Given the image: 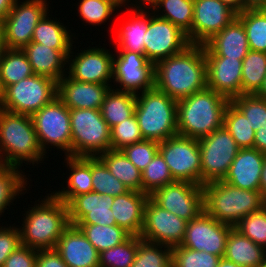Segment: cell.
<instances>
[{
	"mask_svg": "<svg viewBox=\"0 0 266 267\" xmlns=\"http://www.w3.org/2000/svg\"><path fill=\"white\" fill-rule=\"evenodd\" d=\"M49 12L39 21L35 27L31 42L46 45L57 50H71L75 36L63 23L48 17ZM72 34V35H70Z\"/></svg>",
	"mask_w": 266,
	"mask_h": 267,
	"instance_id": "cell-31",
	"label": "cell"
},
{
	"mask_svg": "<svg viewBox=\"0 0 266 267\" xmlns=\"http://www.w3.org/2000/svg\"><path fill=\"white\" fill-rule=\"evenodd\" d=\"M57 97V81L36 75L7 86L0 102V109L32 116Z\"/></svg>",
	"mask_w": 266,
	"mask_h": 267,
	"instance_id": "cell-8",
	"label": "cell"
},
{
	"mask_svg": "<svg viewBox=\"0 0 266 267\" xmlns=\"http://www.w3.org/2000/svg\"><path fill=\"white\" fill-rule=\"evenodd\" d=\"M265 155L255 148L240 149L223 181L240 189L259 191Z\"/></svg>",
	"mask_w": 266,
	"mask_h": 267,
	"instance_id": "cell-25",
	"label": "cell"
},
{
	"mask_svg": "<svg viewBox=\"0 0 266 267\" xmlns=\"http://www.w3.org/2000/svg\"><path fill=\"white\" fill-rule=\"evenodd\" d=\"M142 192L151 195L156 189L175 182L167 163L158 151L152 161L141 172Z\"/></svg>",
	"mask_w": 266,
	"mask_h": 267,
	"instance_id": "cell-43",
	"label": "cell"
},
{
	"mask_svg": "<svg viewBox=\"0 0 266 267\" xmlns=\"http://www.w3.org/2000/svg\"><path fill=\"white\" fill-rule=\"evenodd\" d=\"M16 0H0V21L8 15Z\"/></svg>",
	"mask_w": 266,
	"mask_h": 267,
	"instance_id": "cell-58",
	"label": "cell"
},
{
	"mask_svg": "<svg viewBox=\"0 0 266 267\" xmlns=\"http://www.w3.org/2000/svg\"><path fill=\"white\" fill-rule=\"evenodd\" d=\"M202 188L204 211L232 227L264 206L259 191L240 189L223 180L207 183Z\"/></svg>",
	"mask_w": 266,
	"mask_h": 267,
	"instance_id": "cell-5",
	"label": "cell"
},
{
	"mask_svg": "<svg viewBox=\"0 0 266 267\" xmlns=\"http://www.w3.org/2000/svg\"><path fill=\"white\" fill-rule=\"evenodd\" d=\"M148 9V26L144 40V55L154 65L184 51L190 44L187 34L170 21Z\"/></svg>",
	"mask_w": 266,
	"mask_h": 267,
	"instance_id": "cell-13",
	"label": "cell"
},
{
	"mask_svg": "<svg viewBox=\"0 0 266 267\" xmlns=\"http://www.w3.org/2000/svg\"><path fill=\"white\" fill-rule=\"evenodd\" d=\"M68 267H99V252L76 225H69L55 247Z\"/></svg>",
	"mask_w": 266,
	"mask_h": 267,
	"instance_id": "cell-23",
	"label": "cell"
},
{
	"mask_svg": "<svg viewBox=\"0 0 266 267\" xmlns=\"http://www.w3.org/2000/svg\"><path fill=\"white\" fill-rule=\"evenodd\" d=\"M97 157L106 165L111 174L129 190L142 192L141 171L121 150H108Z\"/></svg>",
	"mask_w": 266,
	"mask_h": 267,
	"instance_id": "cell-32",
	"label": "cell"
},
{
	"mask_svg": "<svg viewBox=\"0 0 266 267\" xmlns=\"http://www.w3.org/2000/svg\"><path fill=\"white\" fill-rule=\"evenodd\" d=\"M43 158L31 116L0 109V165L20 168L26 161L36 166Z\"/></svg>",
	"mask_w": 266,
	"mask_h": 267,
	"instance_id": "cell-4",
	"label": "cell"
},
{
	"mask_svg": "<svg viewBox=\"0 0 266 267\" xmlns=\"http://www.w3.org/2000/svg\"><path fill=\"white\" fill-rule=\"evenodd\" d=\"M259 192L261 194L263 201H266V155L264 157V161L262 165Z\"/></svg>",
	"mask_w": 266,
	"mask_h": 267,
	"instance_id": "cell-57",
	"label": "cell"
},
{
	"mask_svg": "<svg viewBox=\"0 0 266 267\" xmlns=\"http://www.w3.org/2000/svg\"><path fill=\"white\" fill-rule=\"evenodd\" d=\"M230 100L206 88L177 101V134L200 139L223 127Z\"/></svg>",
	"mask_w": 266,
	"mask_h": 267,
	"instance_id": "cell-3",
	"label": "cell"
},
{
	"mask_svg": "<svg viewBox=\"0 0 266 267\" xmlns=\"http://www.w3.org/2000/svg\"><path fill=\"white\" fill-rule=\"evenodd\" d=\"M150 198L162 209L186 221L204 211L202 186L187 181H175L160 187Z\"/></svg>",
	"mask_w": 266,
	"mask_h": 267,
	"instance_id": "cell-15",
	"label": "cell"
},
{
	"mask_svg": "<svg viewBox=\"0 0 266 267\" xmlns=\"http://www.w3.org/2000/svg\"><path fill=\"white\" fill-rule=\"evenodd\" d=\"M203 47L205 57H229L239 60H243L250 50L245 28L237 17Z\"/></svg>",
	"mask_w": 266,
	"mask_h": 267,
	"instance_id": "cell-24",
	"label": "cell"
},
{
	"mask_svg": "<svg viewBox=\"0 0 266 267\" xmlns=\"http://www.w3.org/2000/svg\"><path fill=\"white\" fill-rule=\"evenodd\" d=\"M31 118L39 146L45 155L49 146H56L57 150L64 151L65 156H71L70 111L58 97L34 113Z\"/></svg>",
	"mask_w": 266,
	"mask_h": 267,
	"instance_id": "cell-9",
	"label": "cell"
},
{
	"mask_svg": "<svg viewBox=\"0 0 266 267\" xmlns=\"http://www.w3.org/2000/svg\"><path fill=\"white\" fill-rule=\"evenodd\" d=\"M36 267H68L56 249L37 250Z\"/></svg>",
	"mask_w": 266,
	"mask_h": 267,
	"instance_id": "cell-53",
	"label": "cell"
},
{
	"mask_svg": "<svg viewBox=\"0 0 266 267\" xmlns=\"http://www.w3.org/2000/svg\"><path fill=\"white\" fill-rule=\"evenodd\" d=\"M256 95L266 100V75L264 77L262 87L259 89Z\"/></svg>",
	"mask_w": 266,
	"mask_h": 267,
	"instance_id": "cell-61",
	"label": "cell"
},
{
	"mask_svg": "<svg viewBox=\"0 0 266 267\" xmlns=\"http://www.w3.org/2000/svg\"><path fill=\"white\" fill-rule=\"evenodd\" d=\"M21 245L19 227L0 226V267H3L10 254Z\"/></svg>",
	"mask_w": 266,
	"mask_h": 267,
	"instance_id": "cell-51",
	"label": "cell"
},
{
	"mask_svg": "<svg viewBox=\"0 0 266 267\" xmlns=\"http://www.w3.org/2000/svg\"><path fill=\"white\" fill-rule=\"evenodd\" d=\"M231 102L245 115L256 132L266 123V100L256 94H241Z\"/></svg>",
	"mask_w": 266,
	"mask_h": 267,
	"instance_id": "cell-45",
	"label": "cell"
},
{
	"mask_svg": "<svg viewBox=\"0 0 266 267\" xmlns=\"http://www.w3.org/2000/svg\"><path fill=\"white\" fill-rule=\"evenodd\" d=\"M3 96H4V89H3L1 81H0V102L2 101Z\"/></svg>",
	"mask_w": 266,
	"mask_h": 267,
	"instance_id": "cell-64",
	"label": "cell"
},
{
	"mask_svg": "<svg viewBox=\"0 0 266 267\" xmlns=\"http://www.w3.org/2000/svg\"><path fill=\"white\" fill-rule=\"evenodd\" d=\"M232 228L202 211L196 218L187 222L181 246L223 258Z\"/></svg>",
	"mask_w": 266,
	"mask_h": 267,
	"instance_id": "cell-16",
	"label": "cell"
},
{
	"mask_svg": "<svg viewBox=\"0 0 266 267\" xmlns=\"http://www.w3.org/2000/svg\"><path fill=\"white\" fill-rule=\"evenodd\" d=\"M131 267H172V248L138 236V249Z\"/></svg>",
	"mask_w": 266,
	"mask_h": 267,
	"instance_id": "cell-41",
	"label": "cell"
},
{
	"mask_svg": "<svg viewBox=\"0 0 266 267\" xmlns=\"http://www.w3.org/2000/svg\"><path fill=\"white\" fill-rule=\"evenodd\" d=\"M224 258L243 267H262L266 264V249L233 227L227 238Z\"/></svg>",
	"mask_w": 266,
	"mask_h": 267,
	"instance_id": "cell-30",
	"label": "cell"
},
{
	"mask_svg": "<svg viewBox=\"0 0 266 267\" xmlns=\"http://www.w3.org/2000/svg\"><path fill=\"white\" fill-rule=\"evenodd\" d=\"M34 73L26 54L20 49H5L0 54V81L3 89Z\"/></svg>",
	"mask_w": 266,
	"mask_h": 267,
	"instance_id": "cell-35",
	"label": "cell"
},
{
	"mask_svg": "<svg viewBox=\"0 0 266 267\" xmlns=\"http://www.w3.org/2000/svg\"><path fill=\"white\" fill-rule=\"evenodd\" d=\"M114 3L119 9L124 7V0H109Z\"/></svg>",
	"mask_w": 266,
	"mask_h": 267,
	"instance_id": "cell-63",
	"label": "cell"
},
{
	"mask_svg": "<svg viewBox=\"0 0 266 267\" xmlns=\"http://www.w3.org/2000/svg\"><path fill=\"white\" fill-rule=\"evenodd\" d=\"M150 195L129 190L127 193L114 197L111 210L116 225L124 228L134 236H140L144 224L145 206Z\"/></svg>",
	"mask_w": 266,
	"mask_h": 267,
	"instance_id": "cell-26",
	"label": "cell"
},
{
	"mask_svg": "<svg viewBox=\"0 0 266 267\" xmlns=\"http://www.w3.org/2000/svg\"><path fill=\"white\" fill-rule=\"evenodd\" d=\"M114 88L106 94L100 109L110 128L130 118L135 113L136 106L135 94L117 91Z\"/></svg>",
	"mask_w": 266,
	"mask_h": 267,
	"instance_id": "cell-34",
	"label": "cell"
},
{
	"mask_svg": "<svg viewBox=\"0 0 266 267\" xmlns=\"http://www.w3.org/2000/svg\"><path fill=\"white\" fill-rule=\"evenodd\" d=\"M92 186L93 192L112 197L129 191V188L113 176L98 157H92Z\"/></svg>",
	"mask_w": 266,
	"mask_h": 267,
	"instance_id": "cell-42",
	"label": "cell"
},
{
	"mask_svg": "<svg viewBox=\"0 0 266 267\" xmlns=\"http://www.w3.org/2000/svg\"><path fill=\"white\" fill-rule=\"evenodd\" d=\"M236 17L245 28L249 49L266 53V9L244 10Z\"/></svg>",
	"mask_w": 266,
	"mask_h": 267,
	"instance_id": "cell-38",
	"label": "cell"
},
{
	"mask_svg": "<svg viewBox=\"0 0 266 267\" xmlns=\"http://www.w3.org/2000/svg\"><path fill=\"white\" fill-rule=\"evenodd\" d=\"M217 267H243V266L231 262L223 257L219 260Z\"/></svg>",
	"mask_w": 266,
	"mask_h": 267,
	"instance_id": "cell-60",
	"label": "cell"
},
{
	"mask_svg": "<svg viewBox=\"0 0 266 267\" xmlns=\"http://www.w3.org/2000/svg\"><path fill=\"white\" fill-rule=\"evenodd\" d=\"M223 126L240 149L253 148L255 131L245 115L230 101L224 113Z\"/></svg>",
	"mask_w": 266,
	"mask_h": 267,
	"instance_id": "cell-40",
	"label": "cell"
},
{
	"mask_svg": "<svg viewBox=\"0 0 266 267\" xmlns=\"http://www.w3.org/2000/svg\"><path fill=\"white\" fill-rule=\"evenodd\" d=\"M159 152L175 181L201 186V155L198 139L174 135L159 142Z\"/></svg>",
	"mask_w": 266,
	"mask_h": 267,
	"instance_id": "cell-11",
	"label": "cell"
},
{
	"mask_svg": "<svg viewBox=\"0 0 266 267\" xmlns=\"http://www.w3.org/2000/svg\"><path fill=\"white\" fill-rule=\"evenodd\" d=\"M258 9H266V0H243V11Z\"/></svg>",
	"mask_w": 266,
	"mask_h": 267,
	"instance_id": "cell-56",
	"label": "cell"
},
{
	"mask_svg": "<svg viewBox=\"0 0 266 267\" xmlns=\"http://www.w3.org/2000/svg\"><path fill=\"white\" fill-rule=\"evenodd\" d=\"M76 226L99 253L121 244L131 236L118 225L76 224Z\"/></svg>",
	"mask_w": 266,
	"mask_h": 267,
	"instance_id": "cell-36",
	"label": "cell"
},
{
	"mask_svg": "<svg viewBox=\"0 0 266 267\" xmlns=\"http://www.w3.org/2000/svg\"><path fill=\"white\" fill-rule=\"evenodd\" d=\"M4 45V35H3V24L2 21H0V54L5 50Z\"/></svg>",
	"mask_w": 266,
	"mask_h": 267,
	"instance_id": "cell-62",
	"label": "cell"
},
{
	"mask_svg": "<svg viewBox=\"0 0 266 267\" xmlns=\"http://www.w3.org/2000/svg\"><path fill=\"white\" fill-rule=\"evenodd\" d=\"M121 151L142 172L159 151V142L144 139L125 146Z\"/></svg>",
	"mask_w": 266,
	"mask_h": 267,
	"instance_id": "cell-50",
	"label": "cell"
},
{
	"mask_svg": "<svg viewBox=\"0 0 266 267\" xmlns=\"http://www.w3.org/2000/svg\"><path fill=\"white\" fill-rule=\"evenodd\" d=\"M221 1L227 4L236 13L243 12V0H221Z\"/></svg>",
	"mask_w": 266,
	"mask_h": 267,
	"instance_id": "cell-59",
	"label": "cell"
},
{
	"mask_svg": "<svg viewBox=\"0 0 266 267\" xmlns=\"http://www.w3.org/2000/svg\"><path fill=\"white\" fill-rule=\"evenodd\" d=\"M78 13L86 23L90 25H102L118 7L109 0H80L78 3Z\"/></svg>",
	"mask_w": 266,
	"mask_h": 267,
	"instance_id": "cell-47",
	"label": "cell"
},
{
	"mask_svg": "<svg viewBox=\"0 0 266 267\" xmlns=\"http://www.w3.org/2000/svg\"><path fill=\"white\" fill-rule=\"evenodd\" d=\"M66 167L71 173L67 177V189L63 187L61 191L52 194L68 205L76 196L93 191L92 186V157H72L65 156Z\"/></svg>",
	"mask_w": 266,
	"mask_h": 267,
	"instance_id": "cell-28",
	"label": "cell"
},
{
	"mask_svg": "<svg viewBox=\"0 0 266 267\" xmlns=\"http://www.w3.org/2000/svg\"><path fill=\"white\" fill-rule=\"evenodd\" d=\"M236 16L237 13L221 0H194L192 44L204 45Z\"/></svg>",
	"mask_w": 266,
	"mask_h": 267,
	"instance_id": "cell-19",
	"label": "cell"
},
{
	"mask_svg": "<svg viewBox=\"0 0 266 267\" xmlns=\"http://www.w3.org/2000/svg\"><path fill=\"white\" fill-rule=\"evenodd\" d=\"M161 8L162 10H159ZM151 11L158 17L166 19L180 28L187 34L188 40L192 44L194 0H158Z\"/></svg>",
	"mask_w": 266,
	"mask_h": 267,
	"instance_id": "cell-33",
	"label": "cell"
},
{
	"mask_svg": "<svg viewBox=\"0 0 266 267\" xmlns=\"http://www.w3.org/2000/svg\"><path fill=\"white\" fill-rule=\"evenodd\" d=\"M138 249V236L131 235L126 241L99 254V267H131Z\"/></svg>",
	"mask_w": 266,
	"mask_h": 267,
	"instance_id": "cell-44",
	"label": "cell"
},
{
	"mask_svg": "<svg viewBox=\"0 0 266 267\" xmlns=\"http://www.w3.org/2000/svg\"><path fill=\"white\" fill-rule=\"evenodd\" d=\"M110 139L111 150H122L125 146L144 140L135 113L111 128Z\"/></svg>",
	"mask_w": 266,
	"mask_h": 267,
	"instance_id": "cell-49",
	"label": "cell"
},
{
	"mask_svg": "<svg viewBox=\"0 0 266 267\" xmlns=\"http://www.w3.org/2000/svg\"><path fill=\"white\" fill-rule=\"evenodd\" d=\"M135 1H136L135 2L136 4L130 3L129 6H128V3L131 2V0L130 1L129 0H124V7L127 5L130 9H141V10L142 9L146 10V9H150V8L152 9L153 6L157 3L158 0H139V1L135 0ZM148 5L150 6V8L146 7Z\"/></svg>",
	"mask_w": 266,
	"mask_h": 267,
	"instance_id": "cell-55",
	"label": "cell"
},
{
	"mask_svg": "<svg viewBox=\"0 0 266 267\" xmlns=\"http://www.w3.org/2000/svg\"><path fill=\"white\" fill-rule=\"evenodd\" d=\"M185 219L162 209L150 197L145 206L140 238L170 248L181 245L187 226Z\"/></svg>",
	"mask_w": 266,
	"mask_h": 267,
	"instance_id": "cell-17",
	"label": "cell"
},
{
	"mask_svg": "<svg viewBox=\"0 0 266 267\" xmlns=\"http://www.w3.org/2000/svg\"><path fill=\"white\" fill-rule=\"evenodd\" d=\"M127 21L120 23V28L117 29L115 48L117 51H130L144 55V40L148 26V10L144 9H129ZM131 12V13H130Z\"/></svg>",
	"mask_w": 266,
	"mask_h": 267,
	"instance_id": "cell-29",
	"label": "cell"
},
{
	"mask_svg": "<svg viewBox=\"0 0 266 267\" xmlns=\"http://www.w3.org/2000/svg\"><path fill=\"white\" fill-rule=\"evenodd\" d=\"M110 87L113 86L81 82L65 74L57 82V97L69 109H101Z\"/></svg>",
	"mask_w": 266,
	"mask_h": 267,
	"instance_id": "cell-21",
	"label": "cell"
},
{
	"mask_svg": "<svg viewBox=\"0 0 266 267\" xmlns=\"http://www.w3.org/2000/svg\"><path fill=\"white\" fill-rule=\"evenodd\" d=\"M37 250L18 246L6 259L3 267H36Z\"/></svg>",
	"mask_w": 266,
	"mask_h": 267,
	"instance_id": "cell-52",
	"label": "cell"
},
{
	"mask_svg": "<svg viewBox=\"0 0 266 267\" xmlns=\"http://www.w3.org/2000/svg\"><path fill=\"white\" fill-rule=\"evenodd\" d=\"M22 51L26 54L34 74L59 81L67 74V57L70 50H57L36 42H30Z\"/></svg>",
	"mask_w": 266,
	"mask_h": 267,
	"instance_id": "cell-27",
	"label": "cell"
},
{
	"mask_svg": "<svg viewBox=\"0 0 266 267\" xmlns=\"http://www.w3.org/2000/svg\"><path fill=\"white\" fill-rule=\"evenodd\" d=\"M113 82L120 85L114 90L137 95L154 88V64L143 54L115 51Z\"/></svg>",
	"mask_w": 266,
	"mask_h": 267,
	"instance_id": "cell-14",
	"label": "cell"
},
{
	"mask_svg": "<svg viewBox=\"0 0 266 267\" xmlns=\"http://www.w3.org/2000/svg\"><path fill=\"white\" fill-rule=\"evenodd\" d=\"M71 122V156L97 157L111 150V128L100 109H69Z\"/></svg>",
	"mask_w": 266,
	"mask_h": 267,
	"instance_id": "cell-7",
	"label": "cell"
},
{
	"mask_svg": "<svg viewBox=\"0 0 266 267\" xmlns=\"http://www.w3.org/2000/svg\"><path fill=\"white\" fill-rule=\"evenodd\" d=\"M201 155V186L221 181L240 148L223 126L211 134L198 139Z\"/></svg>",
	"mask_w": 266,
	"mask_h": 267,
	"instance_id": "cell-10",
	"label": "cell"
},
{
	"mask_svg": "<svg viewBox=\"0 0 266 267\" xmlns=\"http://www.w3.org/2000/svg\"><path fill=\"white\" fill-rule=\"evenodd\" d=\"M154 87L178 101L207 88L203 45L191 44L154 65Z\"/></svg>",
	"mask_w": 266,
	"mask_h": 267,
	"instance_id": "cell-1",
	"label": "cell"
},
{
	"mask_svg": "<svg viewBox=\"0 0 266 267\" xmlns=\"http://www.w3.org/2000/svg\"><path fill=\"white\" fill-rule=\"evenodd\" d=\"M48 8L47 0H16L2 21L5 48L22 50L27 46L35 27L49 11Z\"/></svg>",
	"mask_w": 266,
	"mask_h": 267,
	"instance_id": "cell-12",
	"label": "cell"
},
{
	"mask_svg": "<svg viewBox=\"0 0 266 267\" xmlns=\"http://www.w3.org/2000/svg\"><path fill=\"white\" fill-rule=\"evenodd\" d=\"M135 117L143 139L161 142L177 135V101L155 87L136 95Z\"/></svg>",
	"mask_w": 266,
	"mask_h": 267,
	"instance_id": "cell-6",
	"label": "cell"
},
{
	"mask_svg": "<svg viewBox=\"0 0 266 267\" xmlns=\"http://www.w3.org/2000/svg\"><path fill=\"white\" fill-rule=\"evenodd\" d=\"M22 173L21 168L0 165V216L19 194L27 190V178Z\"/></svg>",
	"mask_w": 266,
	"mask_h": 267,
	"instance_id": "cell-39",
	"label": "cell"
},
{
	"mask_svg": "<svg viewBox=\"0 0 266 267\" xmlns=\"http://www.w3.org/2000/svg\"><path fill=\"white\" fill-rule=\"evenodd\" d=\"M253 148L266 154V123L255 132Z\"/></svg>",
	"mask_w": 266,
	"mask_h": 267,
	"instance_id": "cell-54",
	"label": "cell"
},
{
	"mask_svg": "<svg viewBox=\"0 0 266 267\" xmlns=\"http://www.w3.org/2000/svg\"><path fill=\"white\" fill-rule=\"evenodd\" d=\"M207 88L230 101L241 95L242 60L229 57H205Z\"/></svg>",
	"mask_w": 266,
	"mask_h": 267,
	"instance_id": "cell-22",
	"label": "cell"
},
{
	"mask_svg": "<svg viewBox=\"0 0 266 267\" xmlns=\"http://www.w3.org/2000/svg\"><path fill=\"white\" fill-rule=\"evenodd\" d=\"M29 207L20 229L21 244L36 250L55 249L63 231L70 225L68 206L52 192Z\"/></svg>",
	"mask_w": 266,
	"mask_h": 267,
	"instance_id": "cell-2",
	"label": "cell"
},
{
	"mask_svg": "<svg viewBox=\"0 0 266 267\" xmlns=\"http://www.w3.org/2000/svg\"><path fill=\"white\" fill-rule=\"evenodd\" d=\"M221 257L178 245L172 248V267H217Z\"/></svg>",
	"mask_w": 266,
	"mask_h": 267,
	"instance_id": "cell-46",
	"label": "cell"
},
{
	"mask_svg": "<svg viewBox=\"0 0 266 267\" xmlns=\"http://www.w3.org/2000/svg\"><path fill=\"white\" fill-rule=\"evenodd\" d=\"M99 47L89 46V49L81 50L74 56L72 45L67 57V76L81 82L110 85L113 79L114 55L109 49Z\"/></svg>",
	"mask_w": 266,
	"mask_h": 267,
	"instance_id": "cell-18",
	"label": "cell"
},
{
	"mask_svg": "<svg viewBox=\"0 0 266 267\" xmlns=\"http://www.w3.org/2000/svg\"><path fill=\"white\" fill-rule=\"evenodd\" d=\"M266 75V53L249 50L242 60L241 94H256Z\"/></svg>",
	"mask_w": 266,
	"mask_h": 267,
	"instance_id": "cell-37",
	"label": "cell"
},
{
	"mask_svg": "<svg viewBox=\"0 0 266 267\" xmlns=\"http://www.w3.org/2000/svg\"><path fill=\"white\" fill-rule=\"evenodd\" d=\"M114 197L96 192L76 196L67 206L69 223L112 226L116 221L111 210Z\"/></svg>",
	"mask_w": 266,
	"mask_h": 267,
	"instance_id": "cell-20",
	"label": "cell"
},
{
	"mask_svg": "<svg viewBox=\"0 0 266 267\" xmlns=\"http://www.w3.org/2000/svg\"><path fill=\"white\" fill-rule=\"evenodd\" d=\"M234 228L266 249V209L264 206L259 211L243 217Z\"/></svg>",
	"mask_w": 266,
	"mask_h": 267,
	"instance_id": "cell-48",
	"label": "cell"
}]
</instances>
